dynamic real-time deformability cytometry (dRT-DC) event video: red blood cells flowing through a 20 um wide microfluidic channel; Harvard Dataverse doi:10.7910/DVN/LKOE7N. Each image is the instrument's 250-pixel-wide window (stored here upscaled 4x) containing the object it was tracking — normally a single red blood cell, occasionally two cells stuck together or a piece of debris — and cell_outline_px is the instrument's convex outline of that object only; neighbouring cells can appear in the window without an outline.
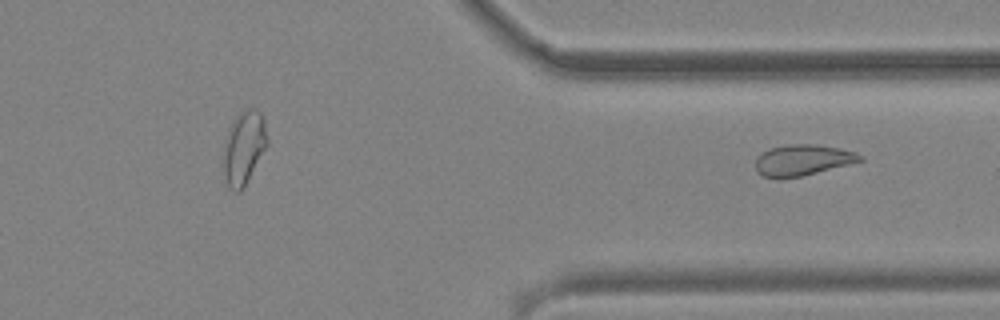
{"species": "common noctule bat (a hibernating species)", "species_latin": "Nyctalus noctula", "temperature_condition": "cold", "stored_images_in_passage": 33, "segment_of_instrument_passage": [2, 2], "camera_frame_rate_fps": 3000, "um_per_image_px": 0.085, "animal": {"sex": "male", "body_mass_g": 19.2, "forearm_length_mm": 51.8}, "frame": {"image": 1, "passage_image": 33, "time_ms": 10.667, "image_size_px": [1000, 320], "cell_outline_px": [[864, 160], [800, 176], [764, 176], [756, 168], [756, 156], [772, 148], [788, 144], [816, 144], [840, 148], [856, 152], [864, 156]], "centroid_in_image_um": [68.29, 13.56], "position_along_channel_um": 343.1, "area_um2": 18.26}}